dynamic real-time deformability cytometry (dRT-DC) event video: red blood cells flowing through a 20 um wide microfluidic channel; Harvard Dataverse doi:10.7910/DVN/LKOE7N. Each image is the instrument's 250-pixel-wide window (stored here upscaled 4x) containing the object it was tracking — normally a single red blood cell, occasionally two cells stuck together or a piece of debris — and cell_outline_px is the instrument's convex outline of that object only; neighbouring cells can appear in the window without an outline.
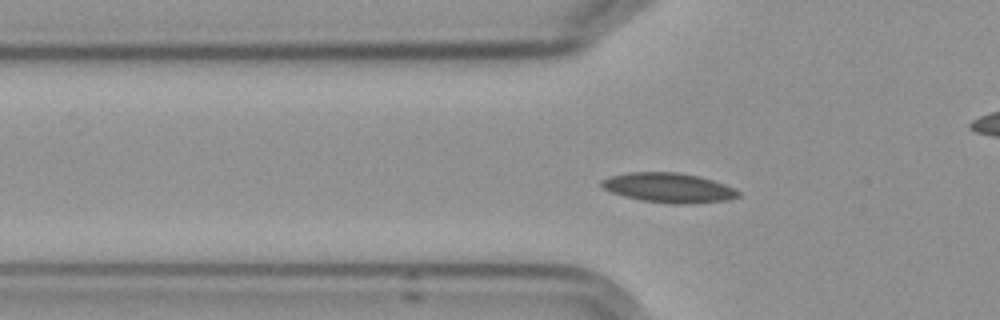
{"species": "Egyptian fruit bat (a non-hibernating species)", "species_latin": "Rousettus aegyptiacus", "temperature_condition": "cold", "stored_images_in_passage": 55, "camera_frame_rate_fps": 3000, "um_per_image_px": 0.085, "frame": {"image": 1, "passage_image": 16, "time_ms": 5.0, "image_size_px": [1000, 320], "cell_outline_px": [[740, 196], [728, 200], [692, 204], [676, 204], [640, 200], [624, 196], [612, 192], [604, 188], [600, 184], [600, 180], [608, 176], [628, 172], [676, 172], [700, 176], [724, 184], [740, 192]], "centroid_in_image_um": [56.82, 15.96], "position_along_channel_um": 69.0, "area_um2": 23.7}}
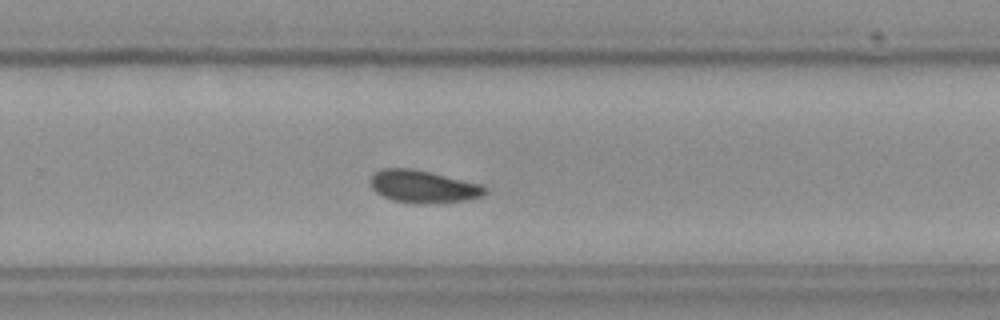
{"frame": {"image": 2, "passage_image": 35, "time_ms": 11.333, "image_size_px": [1000, 320], "cell_outline_px": [[488, 192], [484, 196], [468, 200], [424, 204], [416, 204], [392, 200], [376, 192], [372, 188], [372, 176], [376, 172], [384, 168], [412, 168], [484, 184], [488, 188]], "centroid_in_image_um": [36.06, 15.87], "position_along_channel_um": 293.7, "area_um2": 21.91}}
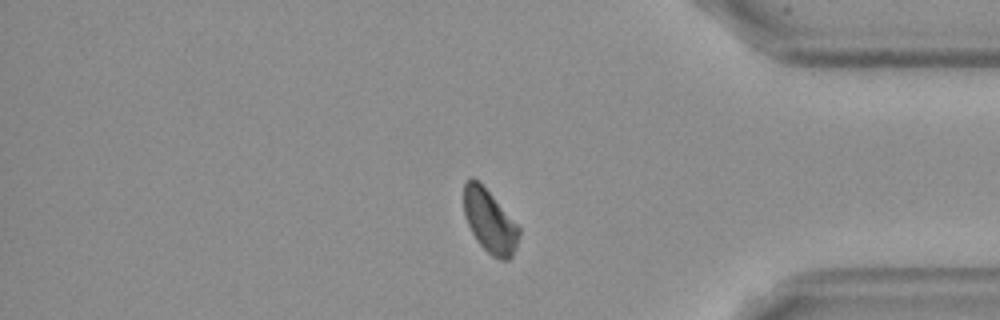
{"frame": {"image": 3, "passage_image": 45, "time_ms": 14.667, "image_size_px": [1000, 320], "cell_outline_px": [[520, 236], [516, 248], [512, 256], [508, 260], [500, 260], [492, 256], [476, 240], [468, 224], [464, 212], [464, 184], [472, 176], [492, 196], [520, 228]], "centroid_in_image_um": [41.63, 18.85], "position_along_channel_um": 393.6, "area_um2": 19.88}, "authors_computed_cell_mechanics": {"area_um2": 21.4438, "velocity_mm_per_s": 3.5621, "shape_relaxation_time_tau1_ms": 6.9861, "shape_relaxation_time_tau2_ms": null, "deformation_change_tau1": 0.1296, "deformation_change_tau2": null}}